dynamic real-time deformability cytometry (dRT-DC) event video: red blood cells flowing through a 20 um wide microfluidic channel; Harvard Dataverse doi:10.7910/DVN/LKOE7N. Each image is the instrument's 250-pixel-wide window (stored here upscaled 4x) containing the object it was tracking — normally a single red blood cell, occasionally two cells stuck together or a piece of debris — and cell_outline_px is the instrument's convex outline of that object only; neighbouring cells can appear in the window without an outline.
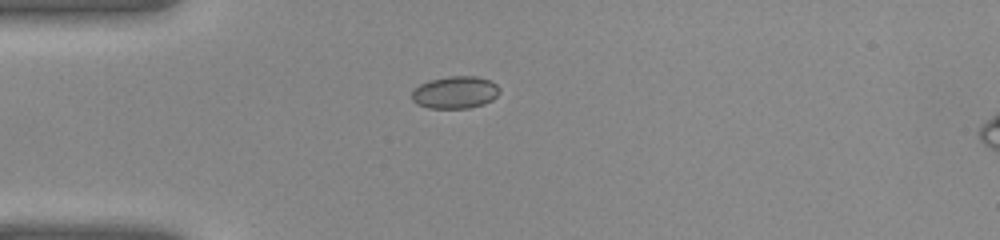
{"species": "common noctule bat (a hibernating species)", "species_latin": "Nyctalus noctula", "temperature_condition": "warm", "stored_images_in_passage": 30, "camera_frame_rate_fps": 3000, "um_per_image_px": 0.085, "animal": {"sex": "female", "body_mass_g": 22.0, "forearm_length_mm": 56.7}, "frame": {"image": 1, "passage_image": 1, "time_ms": 0.0, "image_size_px": [1000, 240], "cell_outline_px": [[500, 92], [492, 100], [484, 104], [468, 108], [428, 108], [416, 104], [412, 100], [412, 92], [420, 84], [428, 80], [448, 76], [476, 76], [488, 80], [496, 84], [500, 88]], "centroid_in_image_um": [38.68, 7.85], "position_along_channel_um": 46.3, "area_um2": 16.59}}
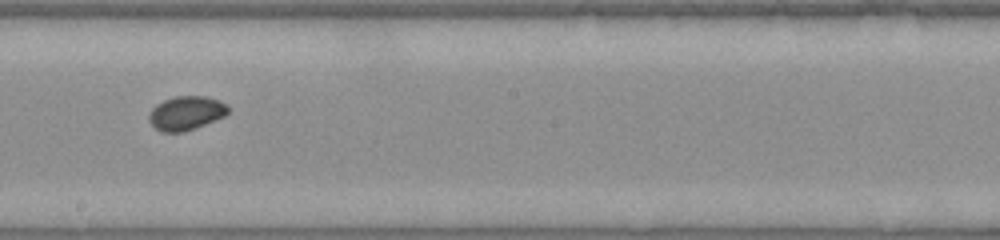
{"frame": {"image": 2, "passage_image": 13, "time_ms": 4.0, "image_size_px": [1000, 240], "cell_outline_px": [[228, 112], [224, 116], [184, 132], [160, 132], [148, 120], [148, 116], [152, 108], [156, 104], [164, 100], [176, 96], [208, 96], [220, 100], [228, 104]], "centroid_in_image_um": [15.82, 9.6], "position_along_channel_um": 232.4, "area_um2": 15.66}}
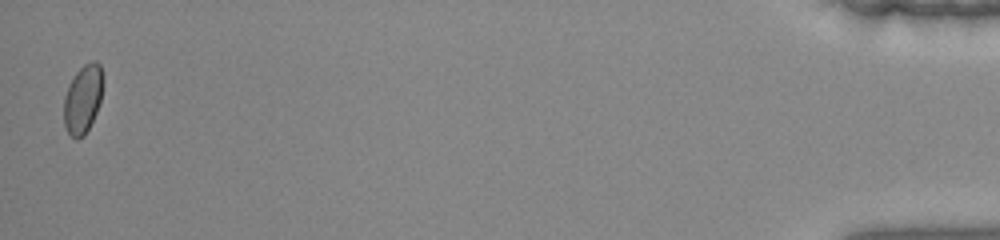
{"frame": {"image": 3, "passage_image": 30, "time_ms": 9.667, "image_size_px": [1000, 240], "cell_outline_px": [[104, 80], [100, 100], [96, 112], [84, 136], [76, 140], [68, 132], [64, 124], [64, 96], [68, 84], [76, 72], [84, 64], [92, 60], [96, 60], [100, 64], [104, 76]], "centroid_in_image_um": [7.05, 8.37], "position_along_channel_um": 428.1, "area_um2": 15.78}}